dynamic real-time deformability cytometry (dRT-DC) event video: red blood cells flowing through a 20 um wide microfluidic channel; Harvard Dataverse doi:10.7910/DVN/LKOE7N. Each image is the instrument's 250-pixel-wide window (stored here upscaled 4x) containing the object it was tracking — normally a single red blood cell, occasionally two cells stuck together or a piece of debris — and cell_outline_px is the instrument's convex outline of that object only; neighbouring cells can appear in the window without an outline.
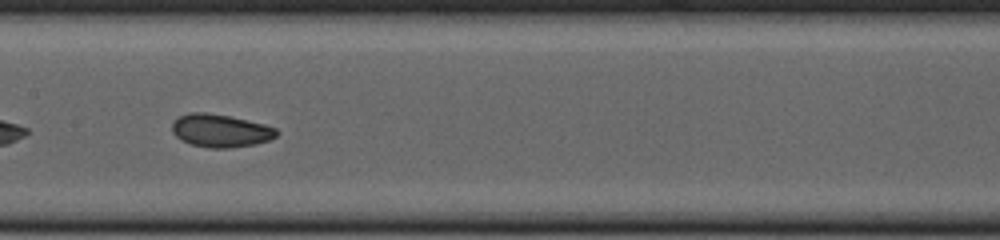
{"species": "common noctule bat (a hibernating species)", "species_latin": "Nyctalus noctula", "temperature_condition": "cold", "stored_images_in_passage": 49, "camera_frame_rate_fps": 3000, "um_per_image_px": 0.085, "animal": {"sex": "female", "body_mass_g": 23.0, "forearm_length_mm": 53.4}, "frame": {"image": 1, "passage_image": 22, "time_ms": 7.0, "image_size_px": [1000, 240], "cell_outline_px": [[280, 132], [276, 136], [268, 140], [256, 144], [228, 148], [212, 148], [192, 144], [180, 140], [172, 132], [172, 120], [180, 116], [192, 112], [204, 112], [228, 116], [264, 124], [276, 128]], "centroid_in_image_um": [18.73, 11.11], "position_along_channel_um": 188.7, "area_um2": 20.0}}
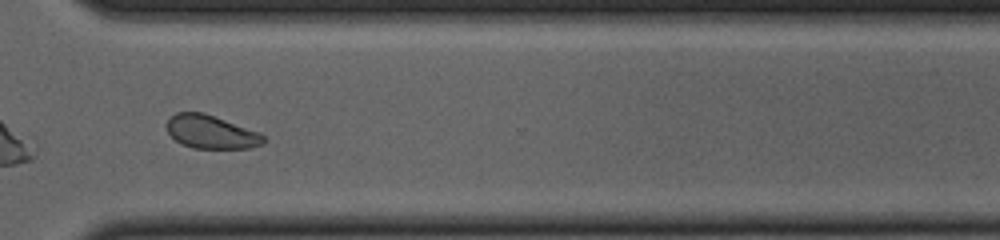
{"frame": {"image": 2, "passage_image": 35, "time_ms": 11.333, "image_size_px": [1000, 240], "cell_outline_px": [[268, 140], [264, 144], [252, 148], [192, 148], [180, 144], [168, 132], [168, 120], [176, 112], [204, 112], [260, 132]], "centroid_in_image_um": [18.0, 11.22], "position_along_channel_um": 352.6, "area_um2": 18.96}, "authors_computed_cell_mechanics": {"area_um2": 20.0566, "velocity_mm_per_s": 3.7824, "shape_relaxation_time_tau1_ms": null, "shape_relaxation_time_tau2_ms": 2.0896, "deformation_change_tau1": null, "deformation_change_tau2": 0.0634}}